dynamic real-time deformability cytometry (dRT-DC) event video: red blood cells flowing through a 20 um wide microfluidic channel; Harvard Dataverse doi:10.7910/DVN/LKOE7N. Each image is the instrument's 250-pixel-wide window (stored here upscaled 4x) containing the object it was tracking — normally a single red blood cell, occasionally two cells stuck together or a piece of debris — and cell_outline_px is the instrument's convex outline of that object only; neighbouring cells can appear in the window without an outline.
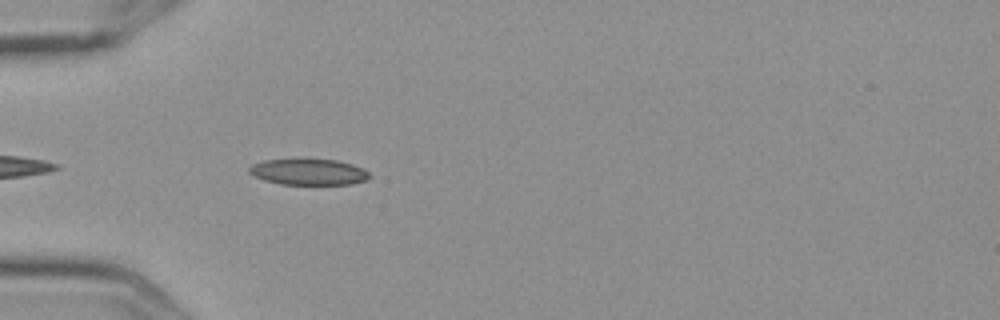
{"species": "Egyptian fruit bat (a non-hibernating species)", "species_latin": "Rousettus aegyptiacus", "temperature_condition": "cold", "stored_images_in_passage": 6, "camera_frame_rate_fps": 3000, "um_per_image_px": 0.085, "frame": {"image": 1, "passage_image": 6, "time_ms": 1.667, "image_size_px": [1000, 320], "cell_outline_px": [[372, 176], [368, 180], [352, 184], [280, 184], [264, 180], [252, 176], [248, 172], [248, 168], [252, 164], [264, 160], [336, 160], [352, 164], [364, 168]], "centroid_in_image_um": [26.24, 14.63], "position_along_channel_um": 58.8, "area_um2": 18.26}}